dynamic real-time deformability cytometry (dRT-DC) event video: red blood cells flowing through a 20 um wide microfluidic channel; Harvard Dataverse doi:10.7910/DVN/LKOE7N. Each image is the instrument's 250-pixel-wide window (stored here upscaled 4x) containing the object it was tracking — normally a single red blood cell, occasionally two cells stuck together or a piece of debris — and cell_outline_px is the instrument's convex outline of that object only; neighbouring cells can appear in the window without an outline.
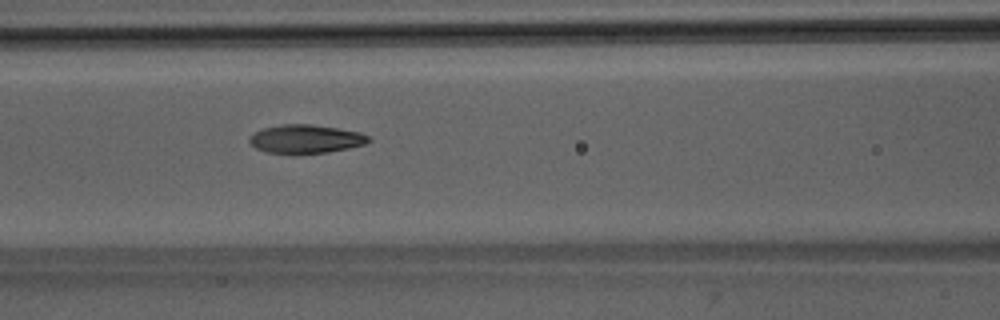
{"species": "Egyptian fruit bat (a non-hibernating species)", "species_latin": "Rousettus aegyptiacus", "temperature_condition": "room temperature", "stored_images_in_passage": 48, "camera_frame_rate_fps": 3000, "um_per_image_px": 0.085, "animal": {"sex": "male"}, "frame": {"image": 1, "passage_image": 19, "time_ms": 6.0, "image_size_px": [1000, 320], "cell_outline_px": [[372, 140], [364, 144], [348, 148], [328, 152], [268, 152], [256, 148], [248, 140], [256, 132], [264, 128], [280, 124], [312, 124], [360, 132], [368, 136]], "centroid_in_image_um": [26.02, 11.79], "position_along_channel_um": 140.6, "area_um2": 19.25}}
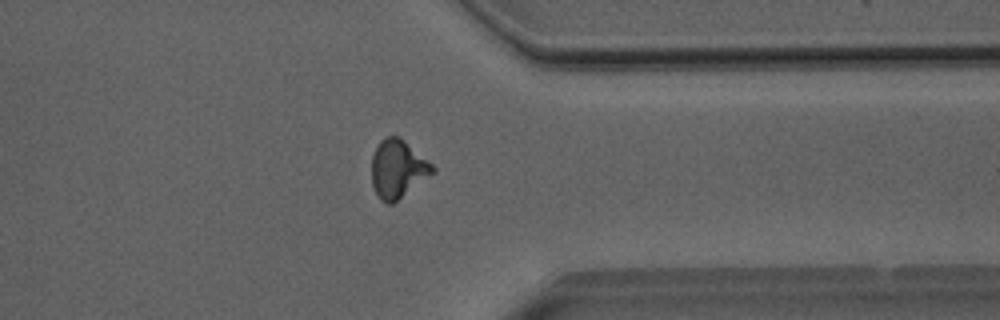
{"frame": {"image": 2, "passage_image": 37, "time_ms": 12.0, "image_size_px": [1000, 320], "cell_outline_px": [[436, 172], [392, 204], [384, 204], [380, 200], [372, 184], [372, 156], [380, 140], [388, 136], [400, 136], [432, 164], [436, 168]], "centroid_in_image_um": [33.82, 14.37], "position_along_channel_um": 377.6, "area_um2": 20.69}}
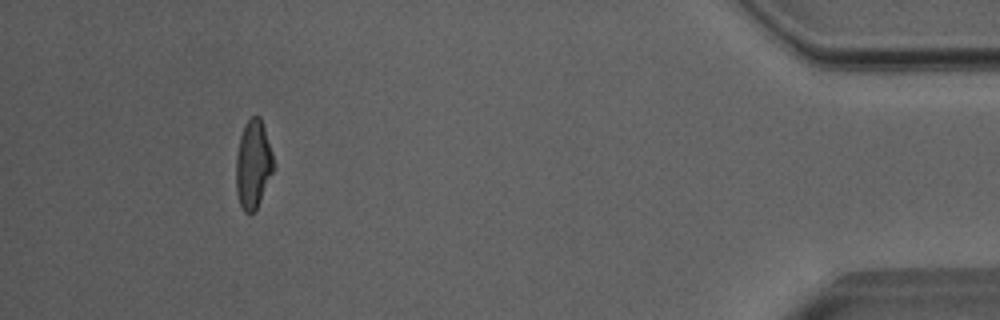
{"frame": {"image": 3, "passage_image": 44, "time_ms": 14.333, "image_size_px": [1000, 320], "cell_outline_px": [[276, 168], [256, 208], [248, 216], [244, 212], [240, 204], [236, 192], [236, 156], [240, 136], [244, 124], [252, 116], [260, 116], [272, 152]], "centroid_in_image_um": [21.52, 13.98], "position_along_channel_um": 413.7, "area_um2": 19.48}, "authors_computed_cell_mechanics": {"area_um2": 19.941, "velocity_mm_per_s": 4.0408, "shape_relaxation_time_tau1_ms": 4.7628, "shape_relaxation_time_tau2_ms": 1.7507, "deformation_change_tau1": 0.1628, "deformation_change_tau2": 0.0844}}